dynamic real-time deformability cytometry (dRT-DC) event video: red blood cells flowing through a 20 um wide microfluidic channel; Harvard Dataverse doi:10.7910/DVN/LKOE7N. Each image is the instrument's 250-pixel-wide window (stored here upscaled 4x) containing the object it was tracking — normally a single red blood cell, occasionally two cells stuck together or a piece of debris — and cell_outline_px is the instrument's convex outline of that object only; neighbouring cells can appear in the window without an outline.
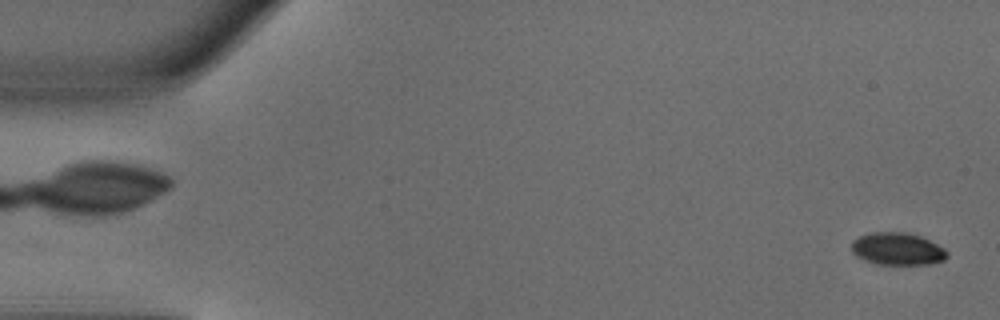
{"species": "common noctule bat (a hibernating species)", "species_latin": "Nyctalus noctula", "temperature_condition": "warm", "stored_images_in_passage": 49, "camera_frame_rate_fps": 3000, "um_per_image_px": 0.085, "animal": {"sex": "male", "body_mass_g": 18.8}, "frame": {"image": 1, "passage_image": 1, "time_ms": 0.0, "image_size_px": [1000, 320], "cell_outline_px": [[948, 256], [944, 260], [928, 264], [876, 264], [864, 260], [856, 256], [852, 252], [852, 240], [860, 236], [872, 232], [908, 232], [920, 236], [944, 248], [948, 252]], "centroid_in_image_um": [76.27, 21.15], "position_along_channel_um": 8.7, "area_um2": 18.03}}
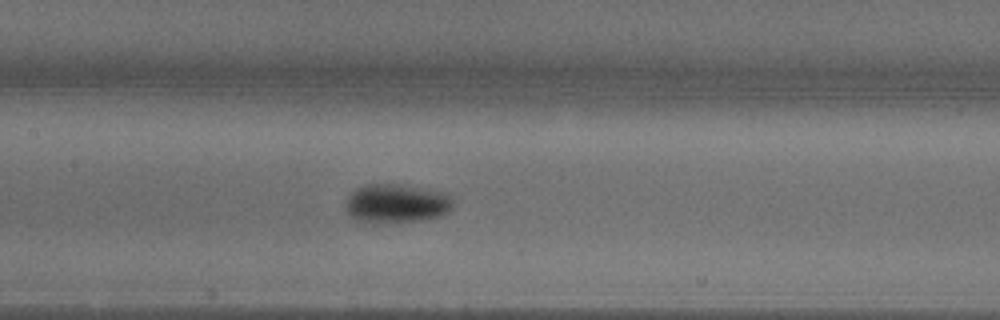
{"frame": {"image": 2, "passage_image": 23, "time_ms": 7.333, "image_size_px": [1000, 320], "cell_outline_px": [[452, 208], [448, 212], [440, 216], [424, 220], [376, 224], [356, 220], [344, 208], [344, 200], [356, 188], [364, 184], [404, 184], [428, 188], [448, 192], [452, 196]], "centroid_in_image_um": [33.7, 17.28], "position_along_channel_um": 173.7, "area_um2": 25.2}}
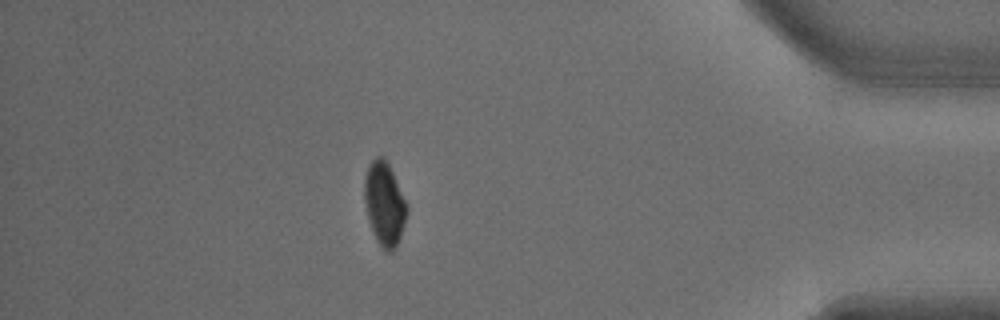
{"frame": {"image": 3, "passage_image": 43, "time_ms": 14.0, "image_size_px": [1000, 320], "cell_outline_px": [[408, 212], [400, 236], [392, 252], [388, 252], [380, 244], [372, 228], [368, 216], [364, 200], [364, 180], [368, 164], [376, 156], [384, 156], [408, 204]], "centroid_in_image_um": [32.68, 17.26], "position_along_channel_um": 402.5, "area_um2": 20.29}, "authors_computed_cell_mechanics": {"area_um2": 21.675, "velocity_mm_per_s": 4.0656, "shape_relaxation_time_tau1_ms": 3.5076, "shape_relaxation_time_tau2_ms": null, "deformation_change_tau1": 0.1271, "deformation_change_tau2": null}}